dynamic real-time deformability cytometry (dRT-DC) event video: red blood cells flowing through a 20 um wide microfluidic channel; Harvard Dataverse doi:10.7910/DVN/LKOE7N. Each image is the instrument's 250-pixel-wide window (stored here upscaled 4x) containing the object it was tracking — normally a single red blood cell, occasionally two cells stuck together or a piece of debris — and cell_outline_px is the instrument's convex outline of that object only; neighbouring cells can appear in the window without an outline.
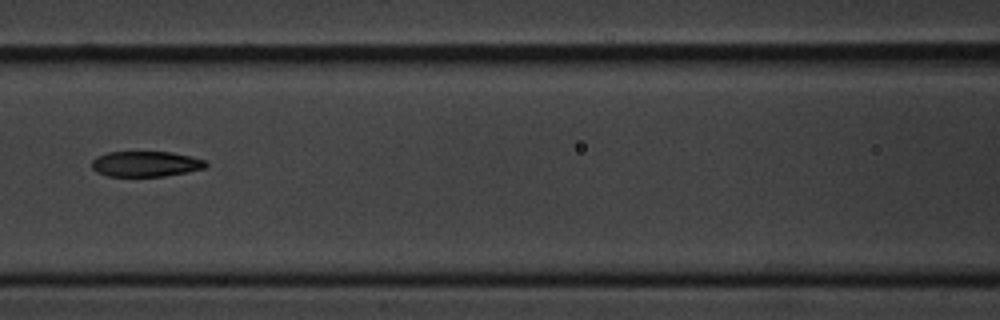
{"species": "common noctule bat (a hibernating species)", "species_latin": "Nyctalus noctula", "temperature_condition": "cold", "stored_images_in_passage": 11, "camera_frame_rate_fps": 3000, "um_per_image_px": 0.085, "animal": {"sex": "male", "body_mass_g": 20.1, "forearm_length_mm": 53.5}, "frame": {"image": 1, "passage_image": 7, "time_ms": 8.333, "image_size_px": [1000, 320], "cell_outline_px": [[208, 164], [204, 168], [164, 176], [108, 176], [96, 172], [92, 168], [92, 160], [96, 156], [108, 152], [172, 152], [192, 156], [204, 160]], "centroid_in_image_um": [12.36, 13.92], "position_along_channel_um": 154.2, "area_um2": 16.88}}
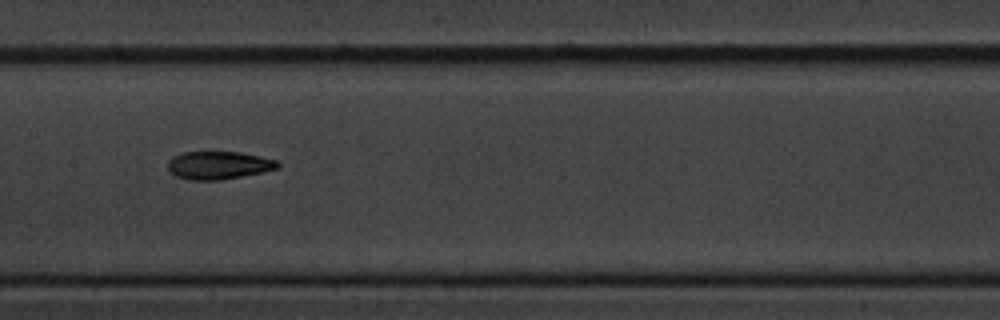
{"frame": {"image": 2, "passage_image": 8, "time_ms": 9.333, "image_size_px": [1000, 320], "cell_outline_px": [[280, 164], [276, 168], [264, 172], [220, 180], [188, 180], [176, 176], [168, 172], [168, 160], [172, 156], [184, 152], [240, 152], [260, 156], [276, 160]], "centroid_in_image_um": [18.54, 14.05], "position_along_channel_um": 188.9, "area_um2": 17.98}}
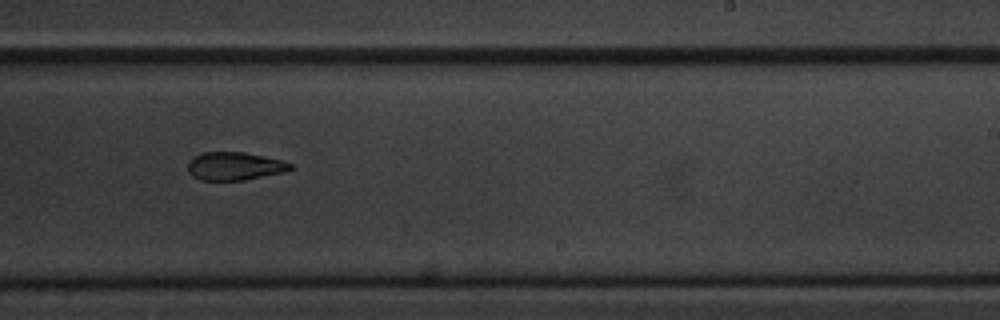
{"frame": {"image": 3, "passage_image": 10, "time_ms": 11.667, "image_size_px": [1000, 320], "cell_outline_px": [[292, 168], [284, 172], [244, 180], [200, 180], [192, 176], [188, 172], [188, 160], [204, 152], [244, 152], [284, 160], [292, 164]], "centroid_in_image_um": [19.94, 14.12], "position_along_channel_um": 269.1, "area_um2": 16.82}}